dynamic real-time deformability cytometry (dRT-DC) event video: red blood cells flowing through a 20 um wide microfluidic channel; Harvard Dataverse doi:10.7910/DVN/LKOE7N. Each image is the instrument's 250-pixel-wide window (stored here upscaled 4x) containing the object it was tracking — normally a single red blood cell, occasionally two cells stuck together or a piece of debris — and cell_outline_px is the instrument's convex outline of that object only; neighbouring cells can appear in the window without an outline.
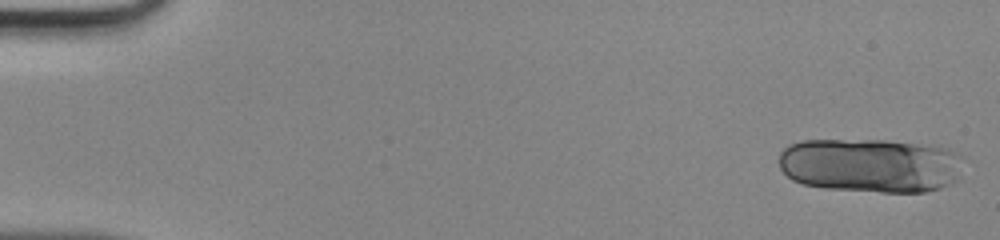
{"species": "human", "species_latin": "Homo sapiens", "temperature_condition": "room temperature", "stored_images_in_passage": 44, "segment_of_instrument_passage": [1, 2], "camera_frame_rate_fps": 3000, "um_per_image_px": 0.085, "donor": {"sex": "male"}, "frame": {"image": 1, "passage_image": 1, "time_ms": 0.0, "image_size_px": [1000, 240], "cell_outline_px": [[964, 156], [956, 180], [940, 188], [924, 192], [880, 192], [824, 188], [804, 184], [792, 180], [780, 168], [780, 152], [788, 144], [800, 140], [884, 140], [932, 144], [948, 148]], "centroid_in_image_um": [74.01, 14.03], "position_along_channel_um": 11.0, "area_um2": 59.07}}